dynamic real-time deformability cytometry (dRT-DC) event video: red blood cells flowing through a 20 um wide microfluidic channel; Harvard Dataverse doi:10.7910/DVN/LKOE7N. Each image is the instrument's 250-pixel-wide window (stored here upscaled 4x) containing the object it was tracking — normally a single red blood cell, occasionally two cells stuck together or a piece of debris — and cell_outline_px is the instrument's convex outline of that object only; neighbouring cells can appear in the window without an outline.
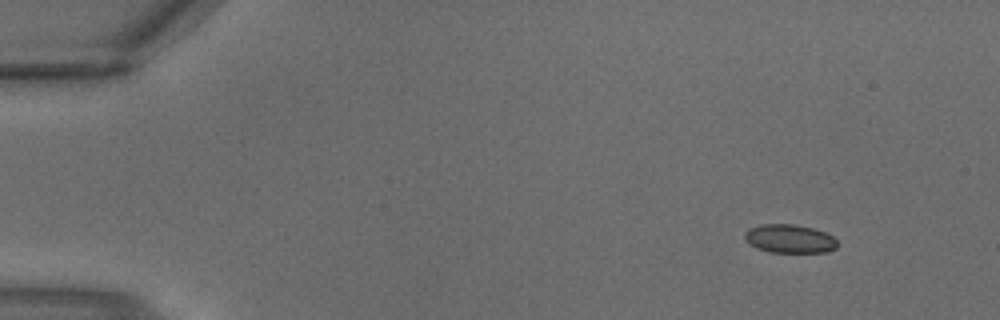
{"species": "common noctule bat (a hibernating species)", "species_latin": "Nyctalus noctula", "temperature_condition": "warm", "stored_images_in_passage": 3, "camera_frame_rate_fps": 3000, "um_per_image_px": 0.085, "animal": {"sex": "male", "body_mass_g": 18.8}, "frame": {"image": 1, "passage_image": 1, "time_ms": 0.0, "image_size_px": [1000, 320], "cell_outline_px": [[836, 248], [828, 252], [768, 252], [756, 248], [744, 236], [744, 232], [748, 228], [760, 224], [796, 224], [812, 228], [824, 232], [832, 236], [836, 240]], "centroid_in_image_um": [67.1, 20.28], "position_along_channel_um": 17.9, "area_um2": 15.37}}